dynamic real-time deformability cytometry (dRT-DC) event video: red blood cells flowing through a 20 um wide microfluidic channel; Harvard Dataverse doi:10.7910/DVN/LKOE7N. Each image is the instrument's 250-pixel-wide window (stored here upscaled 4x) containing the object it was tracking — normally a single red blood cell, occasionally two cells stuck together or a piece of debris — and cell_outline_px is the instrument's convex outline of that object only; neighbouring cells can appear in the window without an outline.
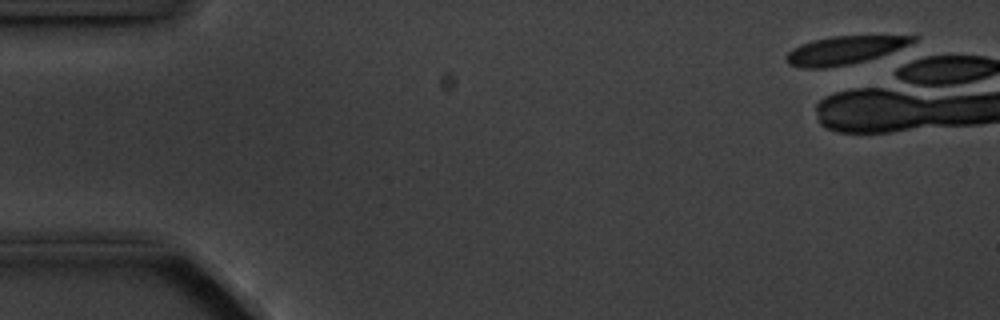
{"species": "common noctule bat (a hibernating species)", "species_latin": "Nyctalus noctula", "temperature_condition": "cold", "stored_images_in_passage": 1, "camera_frame_rate_fps": 3000, "um_per_image_px": 0.085, "animal": {"sex": "male", "body_mass_g": 20.1, "forearm_length_mm": 53.5}, "frame": {"image": 1, "passage_image": 1, "time_ms": 0.0, "image_size_px": [1000, 320], "cell_outline_px": [[916, 40], [908, 48], [880, 56], [848, 64], [824, 68], [804, 68], [788, 64], [784, 56], [792, 48], [812, 40], [832, 36], [916, 36]], "centroid_in_image_um": [71.81, 4.26], "position_along_channel_um": 13.2, "area_um2": 20.87}}